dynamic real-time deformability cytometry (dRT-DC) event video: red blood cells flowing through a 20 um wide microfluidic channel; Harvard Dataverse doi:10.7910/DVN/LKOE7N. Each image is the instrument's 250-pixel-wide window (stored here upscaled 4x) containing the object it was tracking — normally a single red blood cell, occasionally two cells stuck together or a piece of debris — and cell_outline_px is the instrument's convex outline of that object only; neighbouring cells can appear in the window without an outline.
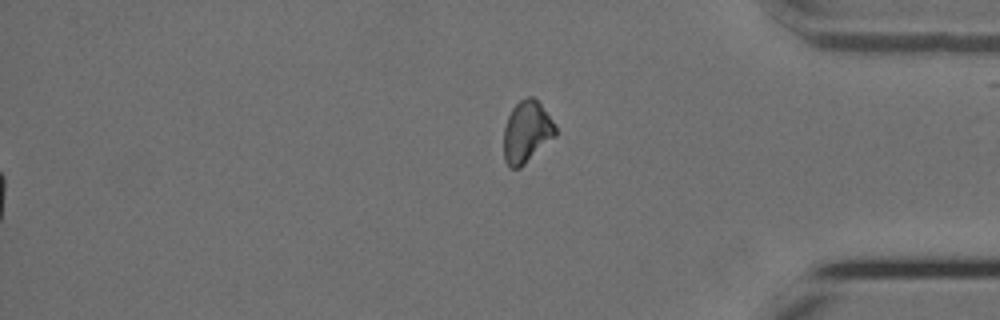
{"species": "Egyptian fruit bat (a non-hibernating species)", "species_latin": "Rousettus aegyptiacus", "temperature_condition": "cold", "stored_images_in_passage": 53, "segment_of_instrument_passage": [2, 2], "camera_frame_rate_fps": 3000, "um_per_image_px": 0.085, "animal": {"sex": "female"}, "frame": {"image": 1, "passage_image": 53, "time_ms": 17.333, "image_size_px": [1000, 320], "cell_outline_px": [[556, 136], [520, 168], [508, 168], [504, 160], [504, 128], [508, 116], [512, 108], [520, 100], [528, 96], [532, 96], [540, 104], [556, 124]], "centroid_in_image_um": [44.77, 11.23], "position_along_channel_um": 390.4, "area_um2": 18.67}}